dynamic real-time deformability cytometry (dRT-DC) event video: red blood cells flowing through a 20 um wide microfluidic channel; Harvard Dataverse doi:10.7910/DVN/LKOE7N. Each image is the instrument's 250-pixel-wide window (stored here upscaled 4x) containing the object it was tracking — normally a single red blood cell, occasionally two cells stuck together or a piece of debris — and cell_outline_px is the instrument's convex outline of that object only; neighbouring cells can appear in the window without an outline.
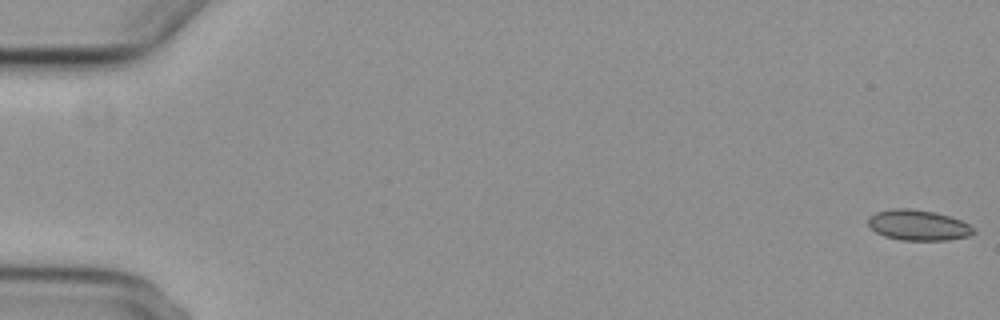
{"species": "common noctule bat (a hibernating species)", "species_latin": "Nyctalus noctula", "temperature_condition": "cold", "stored_images_in_passage": 3, "camera_frame_rate_fps": 3000, "um_per_image_px": 0.085, "animal": {"sex": "female", "body_mass_g": 29.2, "forearm_length_mm": 56.3}, "frame": {"image": 1, "passage_image": 1, "time_ms": 0.0, "image_size_px": [1000, 320], "cell_outline_px": [[976, 232], [968, 236], [948, 240], [900, 240], [884, 236], [876, 232], [868, 224], [868, 216], [876, 212], [892, 208], [912, 208], [936, 212], [960, 220], [976, 228]], "centroid_in_image_um": [78.05, 19.13], "position_along_channel_um": 7.0, "area_um2": 18.9}}